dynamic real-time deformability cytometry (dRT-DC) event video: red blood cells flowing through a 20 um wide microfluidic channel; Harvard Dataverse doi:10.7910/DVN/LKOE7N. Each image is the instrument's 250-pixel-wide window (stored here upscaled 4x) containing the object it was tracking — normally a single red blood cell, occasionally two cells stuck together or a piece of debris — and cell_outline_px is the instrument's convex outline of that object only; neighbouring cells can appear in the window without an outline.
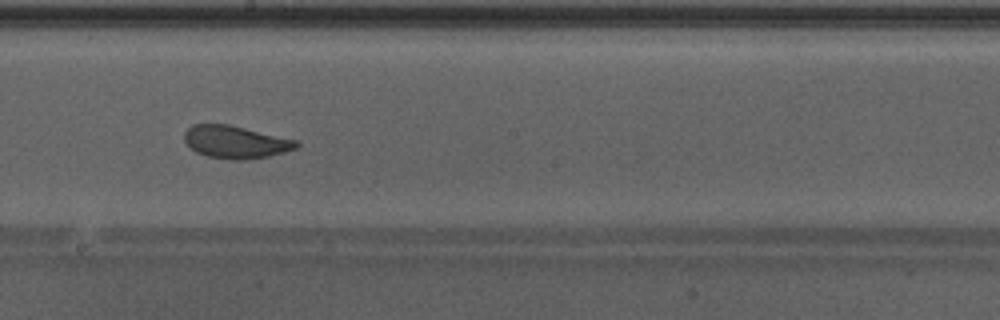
{"species": "Egyptian fruit bat (a non-hibernating species)", "species_latin": "Rousettus aegyptiacus", "temperature_condition": "warm", "stored_images_in_passage": 49, "camera_frame_rate_fps": 3000, "um_per_image_px": 0.085, "animal": {"sex": "male"}, "frame": {"image": 1, "passage_image": 28, "time_ms": 9.0, "image_size_px": [1000, 320], "cell_outline_px": [[300, 144], [296, 148], [284, 152], [268, 156], [244, 160], [232, 160], [208, 156], [196, 152], [184, 140], [184, 132], [192, 124], [228, 124], [296, 140]], "centroid_in_image_um": [20.0, 12.07], "position_along_channel_um": 228.2, "area_um2": 21.1}, "authors_computed_cell_mechanics": {"area_um2": 22.9466, "velocity_mm_per_s": 4.2569, "shape_relaxation_time_tau1_ms": 2.2031, "shape_relaxation_time_tau2_ms": 1.2503, "deformation_change_tau1": 0.0986, "deformation_change_tau2": 0.0748}}